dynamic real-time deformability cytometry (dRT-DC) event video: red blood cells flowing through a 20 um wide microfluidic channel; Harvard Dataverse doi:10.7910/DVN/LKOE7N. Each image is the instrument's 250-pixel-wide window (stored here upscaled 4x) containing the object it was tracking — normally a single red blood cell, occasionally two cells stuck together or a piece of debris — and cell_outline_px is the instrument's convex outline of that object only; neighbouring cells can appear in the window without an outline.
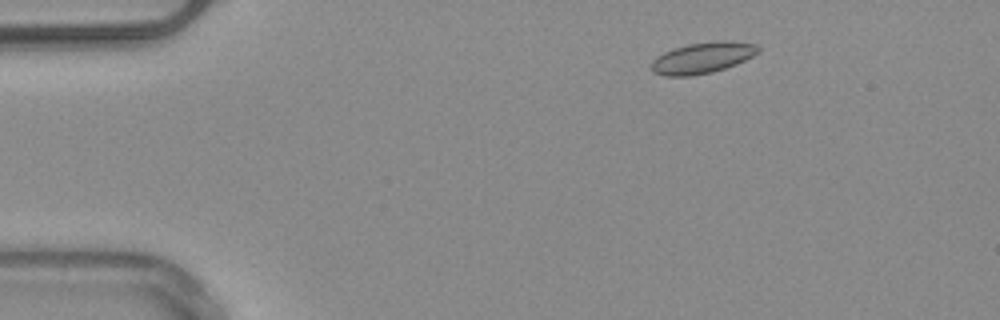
{"species": "common noctule bat (a hibernating species)", "species_latin": "Nyctalus noctula", "temperature_condition": "warm", "stored_images_in_passage": 4, "camera_frame_rate_fps": 3000, "um_per_image_px": 0.085, "animal": {"sex": "male", "body_mass_g": 20.4}, "frame": {"image": 1, "passage_image": 2, "time_ms": 1.333, "image_size_px": [1000, 320], "cell_outline_px": [[760, 48], [752, 56], [736, 64], [712, 72], [688, 76], [664, 76], [652, 72], [648, 68], [652, 60], [656, 56], [664, 52], [688, 44], [720, 40], [728, 40], [756, 44]], "centroid_in_image_um": [59.65, 4.92], "position_along_channel_um": 25.4, "area_um2": 19.36}}